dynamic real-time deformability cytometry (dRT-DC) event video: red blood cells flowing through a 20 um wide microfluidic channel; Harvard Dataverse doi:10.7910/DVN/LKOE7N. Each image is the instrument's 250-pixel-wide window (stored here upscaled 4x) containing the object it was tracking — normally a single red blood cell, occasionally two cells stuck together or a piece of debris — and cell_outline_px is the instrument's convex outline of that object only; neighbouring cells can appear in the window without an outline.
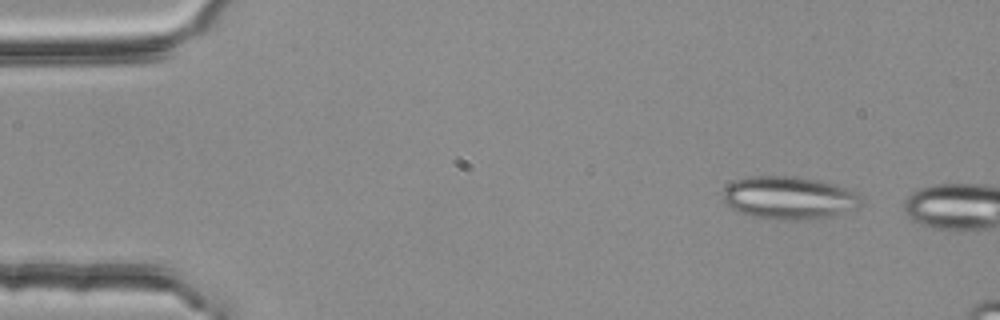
{"species": "common noctule bat (a hibernating species)", "species_latin": "Nyctalus noctula", "temperature_condition": "room temperature", "stored_images_in_passage": 2, "camera_frame_rate_fps": 3000, "um_per_image_px": 0.085, "animal": {"sex": "female", "body_mass_g": 25.1}, "frame": {"image": 1, "passage_image": 1, "time_ms": 0.0, "image_size_px": [1000, 320], "cell_outline_px": [[860, 204], [856, 208], [832, 216], [804, 220], [776, 220], [752, 216], [740, 212], [732, 208], [724, 200], [724, 188], [728, 184], [736, 180], [748, 176], [792, 176], [816, 180], [832, 184], [856, 192], [860, 196]], "centroid_in_image_um": [67.04, 16.82], "position_along_channel_um": 18.0, "area_um2": 34.22}}